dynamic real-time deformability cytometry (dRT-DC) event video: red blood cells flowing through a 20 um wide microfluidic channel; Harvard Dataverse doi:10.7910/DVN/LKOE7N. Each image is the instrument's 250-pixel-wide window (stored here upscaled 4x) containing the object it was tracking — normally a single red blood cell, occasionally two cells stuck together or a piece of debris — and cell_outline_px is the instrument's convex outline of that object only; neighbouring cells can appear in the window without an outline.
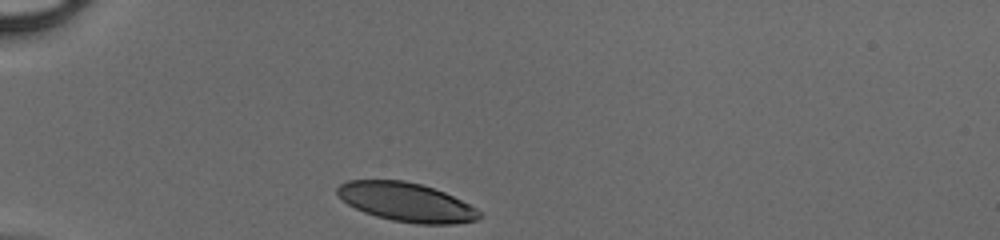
{"species": "human", "species_latin": "Homo sapiens", "temperature_condition": "cold", "stored_images_in_passage": 28, "camera_frame_rate_fps": 3000, "um_per_image_px": 0.085, "donor": {"sex": "male"}, "frame": {"image": 1, "passage_image": 1, "time_ms": 0.0, "image_size_px": [1000, 240], "cell_outline_px": [[484, 216], [476, 220], [456, 224], [416, 224], [392, 220], [376, 216], [364, 212], [348, 204], [336, 192], [336, 188], [340, 184], [348, 180], [404, 180], [420, 184], [444, 192], [476, 208]], "centroid_in_image_um": [34.55, 17.19], "position_along_channel_um": 50.5, "area_um2": 32.02}}
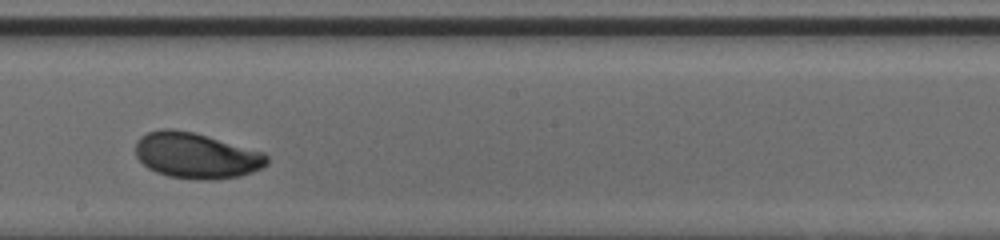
{"frame": {"image": 2, "passage_image": 16, "time_ms": 5.0, "image_size_px": [1000, 240], "cell_outline_px": [[268, 164], [252, 172], [240, 176], [212, 180], [200, 180], [168, 176], [156, 172], [148, 168], [136, 156], [136, 140], [140, 136], [148, 132], [160, 128], [172, 128], [196, 132], [264, 152], [268, 156]], "centroid_in_image_um": [16.68, 13.21], "position_along_channel_um": 231.5, "area_um2": 35.37}}
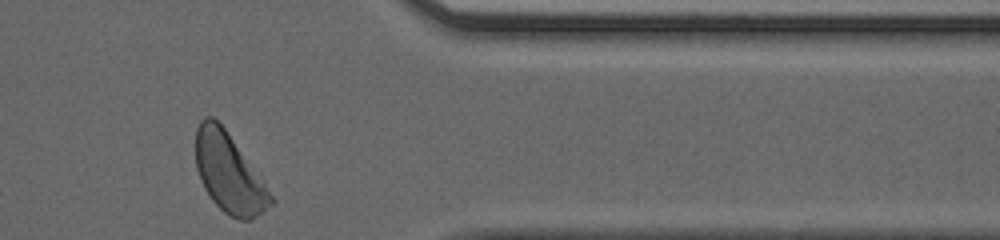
{"frame": {"image": 3, "passage_image": 28, "time_ms": 9.0, "image_size_px": [1000, 240], "cell_outline_px": [[276, 200], [272, 204], [256, 216], [248, 220], [240, 220], [224, 212], [212, 200], [204, 188], [200, 180], [196, 168], [196, 128], [200, 120], [204, 116], [212, 116], [224, 128]], "centroid_in_image_um": [19.43, 14.71], "position_along_channel_um": 392.0, "area_um2": 33.93}}